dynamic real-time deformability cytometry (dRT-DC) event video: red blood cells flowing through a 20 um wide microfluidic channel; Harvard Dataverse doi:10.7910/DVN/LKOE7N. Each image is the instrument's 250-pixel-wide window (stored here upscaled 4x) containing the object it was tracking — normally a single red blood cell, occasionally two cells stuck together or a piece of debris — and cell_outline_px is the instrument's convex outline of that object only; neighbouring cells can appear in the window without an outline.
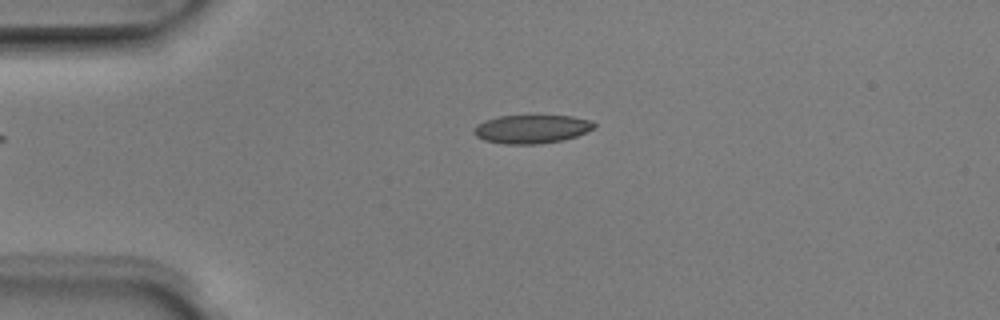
{"species": "Egyptian fruit bat (a non-hibernating species)", "species_latin": "Rousettus aegyptiacus", "temperature_condition": "room temperature", "stored_images_in_passage": 4, "camera_frame_rate_fps": 3000, "um_per_image_px": 0.085, "animal": {"sex": "male"}, "frame": {"image": 1, "passage_image": 3, "time_ms": 0.667, "image_size_px": [1000, 320], "cell_outline_px": [[596, 124], [592, 128], [576, 136], [564, 140], [540, 144], [504, 144], [484, 140], [476, 136], [472, 132], [472, 128], [476, 124], [484, 120], [500, 116], [572, 116], [592, 120]], "centroid_in_image_um": [45.14, 10.97], "position_along_channel_um": 39.9, "area_um2": 20.06}}